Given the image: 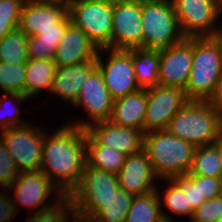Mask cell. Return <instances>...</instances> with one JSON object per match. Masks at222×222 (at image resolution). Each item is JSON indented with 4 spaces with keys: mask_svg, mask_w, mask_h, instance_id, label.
<instances>
[{
    "mask_svg": "<svg viewBox=\"0 0 222 222\" xmlns=\"http://www.w3.org/2000/svg\"><path fill=\"white\" fill-rule=\"evenodd\" d=\"M25 64L0 63V89L3 93L25 95Z\"/></svg>",
    "mask_w": 222,
    "mask_h": 222,
    "instance_id": "33",
    "label": "cell"
},
{
    "mask_svg": "<svg viewBox=\"0 0 222 222\" xmlns=\"http://www.w3.org/2000/svg\"><path fill=\"white\" fill-rule=\"evenodd\" d=\"M96 66L101 71L105 86L114 100L140 89L134 74L133 49H99Z\"/></svg>",
    "mask_w": 222,
    "mask_h": 222,
    "instance_id": "10",
    "label": "cell"
},
{
    "mask_svg": "<svg viewBox=\"0 0 222 222\" xmlns=\"http://www.w3.org/2000/svg\"><path fill=\"white\" fill-rule=\"evenodd\" d=\"M19 175L20 171L0 139V188L7 189Z\"/></svg>",
    "mask_w": 222,
    "mask_h": 222,
    "instance_id": "37",
    "label": "cell"
},
{
    "mask_svg": "<svg viewBox=\"0 0 222 222\" xmlns=\"http://www.w3.org/2000/svg\"><path fill=\"white\" fill-rule=\"evenodd\" d=\"M182 189L187 192L188 206L197 209L206 199H201L200 176L185 174L172 178Z\"/></svg>",
    "mask_w": 222,
    "mask_h": 222,
    "instance_id": "35",
    "label": "cell"
},
{
    "mask_svg": "<svg viewBox=\"0 0 222 222\" xmlns=\"http://www.w3.org/2000/svg\"><path fill=\"white\" fill-rule=\"evenodd\" d=\"M47 130L40 171L64 195H69L78 185L86 164V129L65 122L53 132Z\"/></svg>",
    "mask_w": 222,
    "mask_h": 222,
    "instance_id": "1",
    "label": "cell"
},
{
    "mask_svg": "<svg viewBox=\"0 0 222 222\" xmlns=\"http://www.w3.org/2000/svg\"><path fill=\"white\" fill-rule=\"evenodd\" d=\"M185 86L189 100L207 101L222 72V49L215 37H193V59Z\"/></svg>",
    "mask_w": 222,
    "mask_h": 222,
    "instance_id": "4",
    "label": "cell"
},
{
    "mask_svg": "<svg viewBox=\"0 0 222 222\" xmlns=\"http://www.w3.org/2000/svg\"><path fill=\"white\" fill-rule=\"evenodd\" d=\"M7 189L0 188V222H12L17 216L11 194ZM10 194V195H8Z\"/></svg>",
    "mask_w": 222,
    "mask_h": 222,
    "instance_id": "39",
    "label": "cell"
},
{
    "mask_svg": "<svg viewBox=\"0 0 222 222\" xmlns=\"http://www.w3.org/2000/svg\"><path fill=\"white\" fill-rule=\"evenodd\" d=\"M193 59V37L160 50L159 85L185 89Z\"/></svg>",
    "mask_w": 222,
    "mask_h": 222,
    "instance_id": "15",
    "label": "cell"
},
{
    "mask_svg": "<svg viewBox=\"0 0 222 222\" xmlns=\"http://www.w3.org/2000/svg\"><path fill=\"white\" fill-rule=\"evenodd\" d=\"M222 219V195L204 201L194 210L189 222H216Z\"/></svg>",
    "mask_w": 222,
    "mask_h": 222,
    "instance_id": "36",
    "label": "cell"
},
{
    "mask_svg": "<svg viewBox=\"0 0 222 222\" xmlns=\"http://www.w3.org/2000/svg\"><path fill=\"white\" fill-rule=\"evenodd\" d=\"M28 35L19 28L10 31L0 40V63L25 64Z\"/></svg>",
    "mask_w": 222,
    "mask_h": 222,
    "instance_id": "30",
    "label": "cell"
},
{
    "mask_svg": "<svg viewBox=\"0 0 222 222\" xmlns=\"http://www.w3.org/2000/svg\"><path fill=\"white\" fill-rule=\"evenodd\" d=\"M188 174L222 178L219 160V140L215 144L196 148L193 163Z\"/></svg>",
    "mask_w": 222,
    "mask_h": 222,
    "instance_id": "28",
    "label": "cell"
},
{
    "mask_svg": "<svg viewBox=\"0 0 222 222\" xmlns=\"http://www.w3.org/2000/svg\"><path fill=\"white\" fill-rule=\"evenodd\" d=\"M126 155L112 148L100 145L86 131V164L88 166L117 174L124 164Z\"/></svg>",
    "mask_w": 222,
    "mask_h": 222,
    "instance_id": "26",
    "label": "cell"
},
{
    "mask_svg": "<svg viewBox=\"0 0 222 222\" xmlns=\"http://www.w3.org/2000/svg\"><path fill=\"white\" fill-rule=\"evenodd\" d=\"M30 1L41 4L58 5L65 8H68L69 4L71 3V0H30Z\"/></svg>",
    "mask_w": 222,
    "mask_h": 222,
    "instance_id": "41",
    "label": "cell"
},
{
    "mask_svg": "<svg viewBox=\"0 0 222 222\" xmlns=\"http://www.w3.org/2000/svg\"><path fill=\"white\" fill-rule=\"evenodd\" d=\"M196 148L195 145L179 139L167 130L144 134L143 149L160 180L188 174Z\"/></svg>",
    "mask_w": 222,
    "mask_h": 222,
    "instance_id": "3",
    "label": "cell"
},
{
    "mask_svg": "<svg viewBox=\"0 0 222 222\" xmlns=\"http://www.w3.org/2000/svg\"><path fill=\"white\" fill-rule=\"evenodd\" d=\"M133 194L119 188L89 222H125Z\"/></svg>",
    "mask_w": 222,
    "mask_h": 222,
    "instance_id": "29",
    "label": "cell"
},
{
    "mask_svg": "<svg viewBox=\"0 0 222 222\" xmlns=\"http://www.w3.org/2000/svg\"><path fill=\"white\" fill-rule=\"evenodd\" d=\"M116 175L120 188L133 195L151 193L156 190L160 180L144 149L126 156L124 164Z\"/></svg>",
    "mask_w": 222,
    "mask_h": 222,
    "instance_id": "16",
    "label": "cell"
},
{
    "mask_svg": "<svg viewBox=\"0 0 222 222\" xmlns=\"http://www.w3.org/2000/svg\"><path fill=\"white\" fill-rule=\"evenodd\" d=\"M214 37L216 38V40L219 42L221 49H222V26L220 27V29L216 32V34L214 35Z\"/></svg>",
    "mask_w": 222,
    "mask_h": 222,
    "instance_id": "43",
    "label": "cell"
},
{
    "mask_svg": "<svg viewBox=\"0 0 222 222\" xmlns=\"http://www.w3.org/2000/svg\"><path fill=\"white\" fill-rule=\"evenodd\" d=\"M187 101L189 99L181 88L161 85L147 88L144 134L166 130L173 116Z\"/></svg>",
    "mask_w": 222,
    "mask_h": 222,
    "instance_id": "14",
    "label": "cell"
},
{
    "mask_svg": "<svg viewBox=\"0 0 222 222\" xmlns=\"http://www.w3.org/2000/svg\"><path fill=\"white\" fill-rule=\"evenodd\" d=\"M70 24L71 20L67 14L58 23V29H48L37 36H29L27 41L28 59H54L55 52Z\"/></svg>",
    "mask_w": 222,
    "mask_h": 222,
    "instance_id": "24",
    "label": "cell"
},
{
    "mask_svg": "<svg viewBox=\"0 0 222 222\" xmlns=\"http://www.w3.org/2000/svg\"><path fill=\"white\" fill-rule=\"evenodd\" d=\"M221 133H222V112H221Z\"/></svg>",
    "mask_w": 222,
    "mask_h": 222,
    "instance_id": "45",
    "label": "cell"
},
{
    "mask_svg": "<svg viewBox=\"0 0 222 222\" xmlns=\"http://www.w3.org/2000/svg\"><path fill=\"white\" fill-rule=\"evenodd\" d=\"M0 139L20 173L40 171L45 129L29 122L1 130Z\"/></svg>",
    "mask_w": 222,
    "mask_h": 222,
    "instance_id": "7",
    "label": "cell"
},
{
    "mask_svg": "<svg viewBox=\"0 0 222 222\" xmlns=\"http://www.w3.org/2000/svg\"><path fill=\"white\" fill-rule=\"evenodd\" d=\"M119 188L116 174L85 164L78 185L69 193L75 220L89 222Z\"/></svg>",
    "mask_w": 222,
    "mask_h": 222,
    "instance_id": "5",
    "label": "cell"
},
{
    "mask_svg": "<svg viewBox=\"0 0 222 222\" xmlns=\"http://www.w3.org/2000/svg\"><path fill=\"white\" fill-rule=\"evenodd\" d=\"M201 199H212L222 195V178L200 176Z\"/></svg>",
    "mask_w": 222,
    "mask_h": 222,
    "instance_id": "38",
    "label": "cell"
},
{
    "mask_svg": "<svg viewBox=\"0 0 222 222\" xmlns=\"http://www.w3.org/2000/svg\"><path fill=\"white\" fill-rule=\"evenodd\" d=\"M22 222H74L75 217L69 195H64L52 206L30 213Z\"/></svg>",
    "mask_w": 222,
    "mask_h": 222,
    "instance_id": "32",
    "label": "cell"
},
{
    "mask_svg": "<svg viewBox=\"0 0 222 222\" xmlns=\"http://www.w3.org/2000/svg\"><path fill=\"white\" fill-rule=\"evenodd\" d=\"M207 102L213 106L220 113L222 112V72L215 85L213 94L209 97Z\"/></svg>",
    "mask_w": 222,
    "mask_h": 222,
    "instance_id": "40",
    "label": "cell"
},
{
    "mask_svg": "<svg viewBox=\"0 0 222 222\" xmlns=\"http://www.w3.org/2000/svg\"><path fill=\"white\" fill-rule=\"evenodd\" d=\"M184 37H214L222 26L219 0H171ZM220 20V21H219Z\"/></svg>",
    "mask_w": 222,
    "mask_h": 222,
    "instance_id": "8",
    "label": "cell"
},
{
    "mask_svg": "<svg viewBox=\"0 0 222 222\" xmlns=\"http://www.w3.org/2000/svg\"><path fill=\"white\" fill-rule=\"evenodd\" d=\"M143 48L141 0H117L113 3L111 49Z\"/></svg>",
    "mask_w": 222,
    "mask_h": 222,
    "instance_id": "13",
    "label": "cell"
},
{
    "mask_svg": "<svg viewBox=\"0 0 222 222\" xmlns=\"http://www.w3.org/2000/svg\"><path fill=\"white\" fill-rule=\"evenodd\" d=\"M156 190L144 195H134L125 222H164Z\"/></svg>",
    "mask_w": 222,
    "mask_h": 222,
    "instance_id": "27",
    "label": "cell"
},
{
    "mask_svg": "<svg viewBox=\"0 0 222 222\" xmlns=\"http://www.w3.org/2000/svg\"><path fill=\"white\" fill-rule=\"evenodd\" d=\"M167 182V187L160 191V182ZM158 181L156 191L158 193L162 214L165 221H175V217H186L191 219L194 209L192 206H188L187 192H183L181 187L173 179H161ZM173 214V215H172ZM172 215V216H171Z\"/></svg>",
    "mask_w": 222,
    "mask_h": 222,
    "instance_id": "23",
    "label": "cell"
},
{
    "mask_svg": "<svg viewBox=\"0 0 222 222\" xmlns=\"http://www.w3.org/2000/svg\"><path fill=\"white\" fill-rule=\"evenodd\" d=\"M117 0H71V2H100V3H109L113 4Z\"/></svg>",
    "mask_w": 222,
    "mask_h": 222,
    "instance_id": "42",
    "label": "cell"
},
{
    "mask_svg": "<svg viewBox=\"0 0 222 222\" xmlns=\"http://www.w3.org/2000/svg\"><path fill=\"white\" fill-rule=\"evenodd\" d=\"M114 99L111 97L108 89L105 86L104 79L101 71L96 67L89 75L87 81L82 86L79 96L76 102L71 108H76L79 110L83 108L82 111L86 115V119H69L66 123L80 127L88 128L93 123L99 121L109 120L112 114ZM79 108V109H78ZM89 119V120H88Z\"/></svg>",
    "mask_w": 222,
    "mask_h": 222,
    "instance_id": "12",
    "label": "cell"
},
{
    "mask_svg": "<svg viewBox=\"0 0 222 222\" xmlns=\"http://www.w3.org/2000/svg\"><path fill=\"white\" fill-rule=\"evenodd\" d=\"M68 14V8L27 0L20 15L18 28L29 36L48 29H58V23Z\"/></svg>",
    "mask_w": 222,
    "mask_h": 222,
    "instance_id": "19",
    "label": "cell"
},
{
    "mask_svg": "<svg viewBox=\"0 0 222 222\" xmlns=\"http://www.w3.org/2000/svg\"><path fill=\"white\" fill-rule=\"evenodd\" d=\"M219 3H220V6H221V8H222V0H219Z\"/></svg>",
    "mask_w": 222,
    "mask_h": 222,
    "instance_id": "46",
    "label": "cell"
},
{
    "mask_svg": "<svg viewBox=\"0 0 222 222\" xmlns=\"http://www.w3.org/2000/svg\"><path fill=\"white\" fill-rule=\"evenodd\" d=\"M160 50L133 48V67L137 84L140 88L159 85L158 73Z\"/></svg>",
    "mask_w": 222,
    "mask_h": 222,
    "instance_id": "25",
    "label": "cell"
},
{
    "mask_svg": "<svg viewBox=\"0 0 222 222\" xmlns=\"http://www.w3.org/2000/svg\"><path fill=\"white\" fill-rule=\"evenodd\" d=\"M96 67V62L57 67L49 93H52V96L55 94L56 98L61 99L60 101L66 106L67 104L72 106L82 86Z\"/></svg>",
    "mask_w": 222,
    "mask_h": 222,
    "instance_id": "20",
    "label": "cell"
},
{
    "mask_svg": "<svg viewBox=\"0 0 222 222\" xmlns=\"http://www.w3.org/2000/svg\"><path fill=\"white\" fill-rule=\"evenodd\" d=\"M27 100L31 99L20 93L2 94V97H0V131L15 126H22L30 122L22 117V110L19 108V104L26 103Z\"/></svg>",
    "mask_w": 222,
    "mask_h": 222,
    "instance_id": "31",
    "label": "cell"
},
{
    "mask_svg": "<svg viewBox=\"0 0 222 222\" xmlns=\"http://www.w3.org/2000/svg\"><path fill=\"white\" fill-rule=\"evenodd\" d=\"M7 190L13 193L11 198L17 214L24 207L29 209L28 214L43 210L64 196L42 171L21 172Z\"/></svg>",
    "mask_w": 222,
    "mask_h": 222,
    "instance_id": "9",
    "label": "cell"
},
{
    "mask_svg": "<svg viewBox=\"0 0 222 222\" xmlns=\"http://www.w3.org/2000/svg\"><path fill=\"white\" fill-rule=\"evenodd\" d=\"M27 0H0V40L18 28L20 15Z\"/></svg>",
    "mask_w": 222,
    "mask_h": 222,
    "instance_id": "34",
    "label": "cell"
},
{
    "mask_svg": "<svg viewBox=\"0 0 222 222\" xmlns=\"http://www.w3.org/2000/svg\"><path fill=\"white\" fill-rule=\"evenodd\" d=\"M68 15L71 23L82 29L98 49H111L113 4L71 2Z\"/></svg>",
    "mask_w": 222,
    "mask_h": 222,
    "instance_id": "11",
    "label": "cell"
},
{
    "mask_svg": "<svg viewBox=\"0 0 222 222\" xmlns=\"http://www.w3.org/2000/svg\"><path fill=\"white\" fill-rule=\"evenodd\" d=\"M57 66L53 59H28L25 72V95L37 98L50 92ZM38 95V96H37Z\"/></svg>",
    "mask_w": 222,
    "mask_h": 222,
    "instance_id": "22",
    "label": "cell"
},
{
    "mask_svg": "<svg viewBox=\"0 0 222 222\" xmlns=\"http://www.w3.org/2000/svg\"><path fill=\"white\" fill-rule=\"evenodd\" d=\"M219 160L222 170V138L219 140Z\"/></svg>",
    "mask_w": 222,
    "mask_h": 222,
    "instance_id": "44",
    "label": "cell"
},
{
    "mask_svg": "<svg viewBox=\"0 0 222 222\" xmlns=\"http://www.w3.org/2000/svg\"><path fill=\"white\" fill-rule=\"evenodd\" d=\"M147 88L119 97L113 102L110 121L122 127L135 128L144 133Z\"/></svg>",
    "mask_w": 222,
    "mask_h": 222,
    "instance_id": "21",
    "label": "cell"
},
{
    "mask_svg": "<svg viewBox=\"0 0 222 222\" xmlns=\"http://www.w3.org/2000/svg\"><path fill=\"white\" fill-rule=\"evenodd\" d=\"M99 49L87 34L72 23L67 27L54 56L57 67L96 62Z\"/></svg>",
    "mask_w": 222,
    "mask_h": 222,
    "instance_id": "18",
    "label": "cell"
},
{
    "mask_svg": "<svg viewBox=\"0 0 222 222\" xmlns=\"http://www.w3.org/2000/svg\"><path fill=\"white\" fill-rule=\"evenodd\" d=\"M141 19L143 48L161 50L184 38L171 0H141Z\"/></svg>",
    "mask_w": 222,
    "mask_h": 222,
    "instance_id": "6",
    "label": "cell"
},
{
    "mask_svg": "<svg viewBox=\"0 0 222 222\" xmlns=\"http://www.w3.org/2000/svg\"><path fill=\"white\" fill-rule=\"evenodd\" d=\"M86 131L102 146L126 156L140 152L144 146V133L138 129L122 127L110 120L93 123Z\"/></svg>",
    "mask_w": 222,
    "mask_h": 222,
    "instance_id": "17",
    "label": "cell"
},
{
    "mask_svg": "<svg viewBox=\"0 0 222 222\" xmlns=\"http://www.w3.org/2000/svg\"><path fill=\"white\" fill-rule=\"evenodd\" d=\"M166 130L196 147L215 144L222 138L221 113L207 101L189 100L176 112Z\"/></svg>",
    "mask_w": 222,
    "mask_h": 222,
    "instance_id": "2",
    "label": "cell"
}]
</instances>
